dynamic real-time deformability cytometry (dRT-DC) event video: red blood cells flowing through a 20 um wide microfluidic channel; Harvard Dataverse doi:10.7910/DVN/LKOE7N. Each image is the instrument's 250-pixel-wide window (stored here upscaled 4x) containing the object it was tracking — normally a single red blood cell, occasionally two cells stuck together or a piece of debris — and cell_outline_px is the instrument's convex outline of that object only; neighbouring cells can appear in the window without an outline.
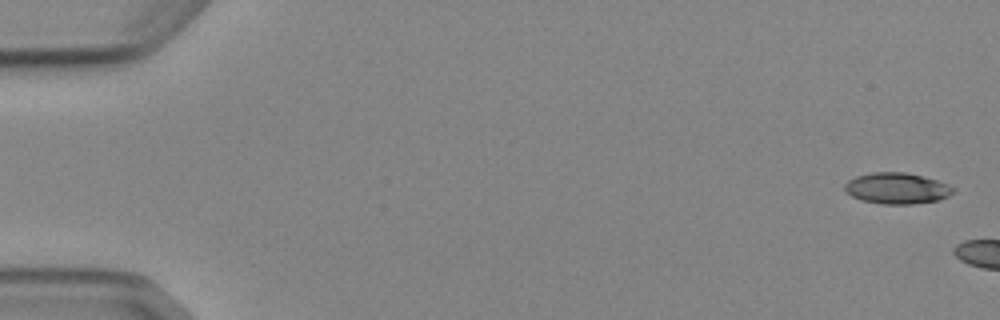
{"species": "Egyptian fruit bat (a non-hibernating species)", "species_latin": "Rousettus aegyptiacus", "temperature_condition": "cold", "stored_images_in_passage": 3, "camera_frame_rate_fps": 3000, "um_per_image_px": 0.085, "animal": {"sex": "female"}, "frame": {"image": 1, "passage_image": 1, "time_ms": 0.0, "image_size_px": [1000, 320], "cell_outline_px": [[956, 192], [940, 200], [912, 204], [880, 204], [860, 200], [844, 192], [844, 184], [848, 180], [856, 176], [872, 172], [904, 172], [924, 176], [936, 180], [956, 188]], "centroid_in_image_um": [76.23, 16.01], "position_along_channel_um": 8.8, "area_um2": 19.94}}